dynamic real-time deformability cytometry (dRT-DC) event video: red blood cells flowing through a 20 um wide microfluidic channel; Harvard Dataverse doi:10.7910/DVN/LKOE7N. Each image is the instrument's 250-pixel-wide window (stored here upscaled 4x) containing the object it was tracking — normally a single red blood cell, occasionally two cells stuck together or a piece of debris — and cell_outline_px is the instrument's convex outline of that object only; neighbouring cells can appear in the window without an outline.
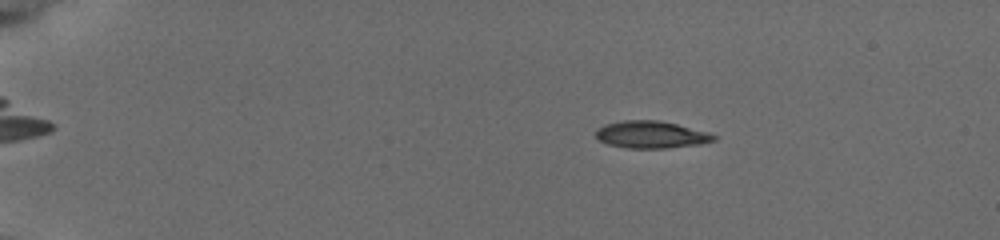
{"species": "common noctule bat (a hibernating species)", "species_latin": "Nyctalus noctula", "temperature_condition": "cold", "stored_images_in_passage": 7, "camera_frame_rate_fps": 3000, "um_per_image_px": 0.085, "animal": {"sex": "female", "body_mass_g": 19.5, "forearm_length_mm": 54.1}, "frame": {"image": 1, "passage_image": 3, "time_ms": 2.333, "image_size_px": [1000, 240], "cell_outline_px": [[716, 140], [700, 144], [664, 148], [628, 148], [608, 144], [600, 140], [596, 136], [596, 128], [604, 124], [624, 120], [660, 120], [708, 132], [716, 136]], "centroid_in_image_um": [55.33, 11.43], "position_along_channel_um": 29.7, "area_um2": 18.61}}
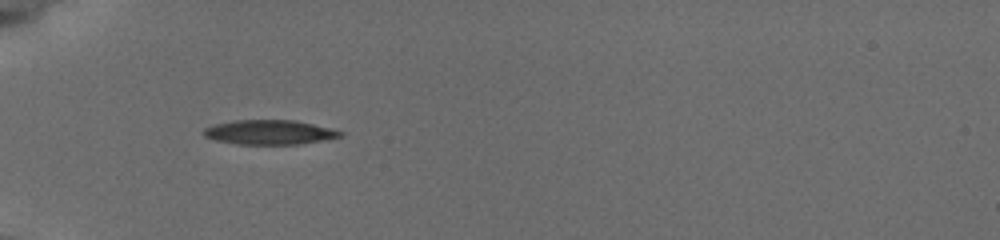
{"frame": {"image": 2, "passage_image": 6, "time_ms": 5.333, "image_size_px": [1000, 240], "cell_outline_px": [[344, 136], [296, 144], [240, 144], [216, 140], [204, 136], [204, 128], [212, 124], [232, 120], [296, 120], [332, 128], [344, 132]], "centroid_in_image_um": [22.9, 11.22], "position_along_channel_um": 62.1, "area_um2": 19.48}}